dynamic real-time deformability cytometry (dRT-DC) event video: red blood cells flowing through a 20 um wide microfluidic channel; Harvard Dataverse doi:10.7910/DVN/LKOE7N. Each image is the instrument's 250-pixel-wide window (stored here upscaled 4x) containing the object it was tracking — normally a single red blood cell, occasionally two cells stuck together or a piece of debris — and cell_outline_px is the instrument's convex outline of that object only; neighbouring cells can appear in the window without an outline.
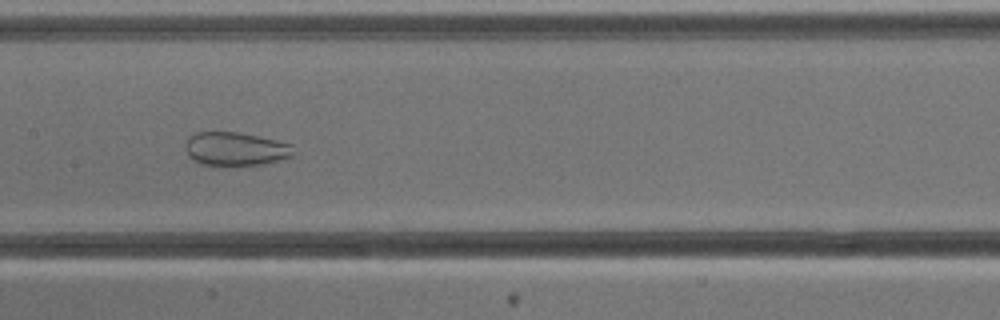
{"species": "common noctule bat (a hibernating species)", "species_latin": "Nyctalus noctula", "temperature_condition": "cold", "stored_images_in_passage": 9, "camera_frame_rate_fps": 3000, "um_per_image_px": 0.085, "animal": {"sex": "male", "body_mass_g": 13.3}, "frame": {"image": 1, "passage_image": 7, "time_ms": 7.667, "image_size_px": [1000, 320], "cell_outline_px": [[296, 152], [292, 156], [264, 164], [228, 168], [212, 168], [200, 164], [192, 160], [188, 156], [184, 144], [188, 136], [196, 132], [236, 132], [276, 140], [292, 144]], "centroid_in_image_um": [19.96, 12.71], "position_along_channel_um": 187.4, "area_um2": 22.14}}